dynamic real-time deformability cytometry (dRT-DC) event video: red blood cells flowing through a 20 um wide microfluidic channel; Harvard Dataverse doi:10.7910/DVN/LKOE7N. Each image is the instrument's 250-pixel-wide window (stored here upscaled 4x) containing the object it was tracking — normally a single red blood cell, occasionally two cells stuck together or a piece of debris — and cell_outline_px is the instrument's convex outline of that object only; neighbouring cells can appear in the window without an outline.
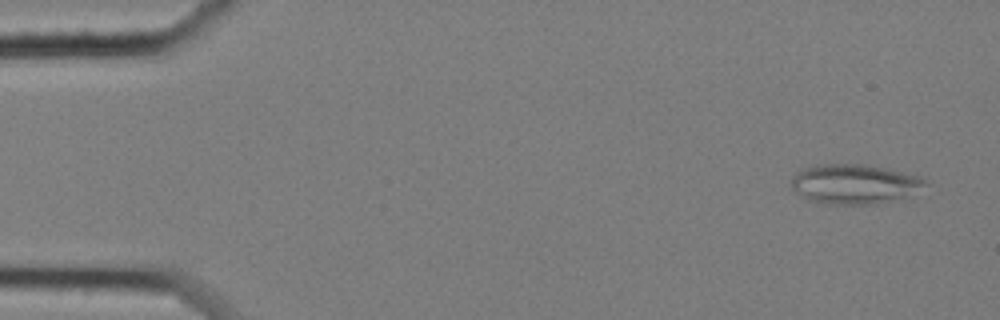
{"species": "common noctule bat (a hibernating species)", "species_latin": "Nyctalus noctula", "temperature_condition": "cold", "stored_images_in_passage": 58, "camera_frame_rate_fps": 3000, "um_per_image_px": 0.085, "animal": {"sex": "female", "body_mass_g": 25.1}, "frame": {"image": 1, "passage_image": 3, "time_ms": 0.667, "image_size_px": [1000, 320], "cell_outline_px": [[928, 184], [908, 196], [876, 204], [828, 204], [808, 200], [800, 196], [792, 188], [792, 176], [800, 168], [816, 164], [864, 164], [884, 168], [920, 176]], "centroid_in_image_um": [72.57, 15.64], "position_along_channel_um": 12.4, "area_um2": 31.04}}
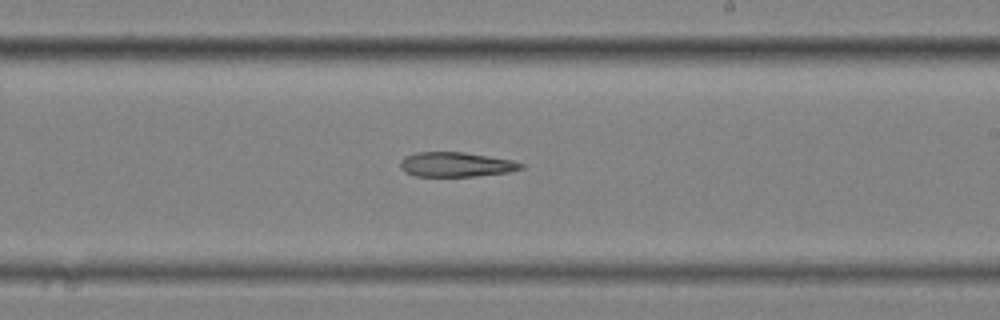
{"frame": {"image": 2, "passage_image": 34, "time_ms": 11.0, "image_size_px": [1000, 320], "cell_outline_px": [[524, 168], [508, 172], [472, 176], [416, 176], [404, 172], [400, 168], [400, 160], [404, 156], [416, 152], [464, 152], [512, 160], [524, 164]], "centroid_in_image_um": [38.72, 13.98], "position_along_channel_um": 250.3, "area_um2": 17.34}}
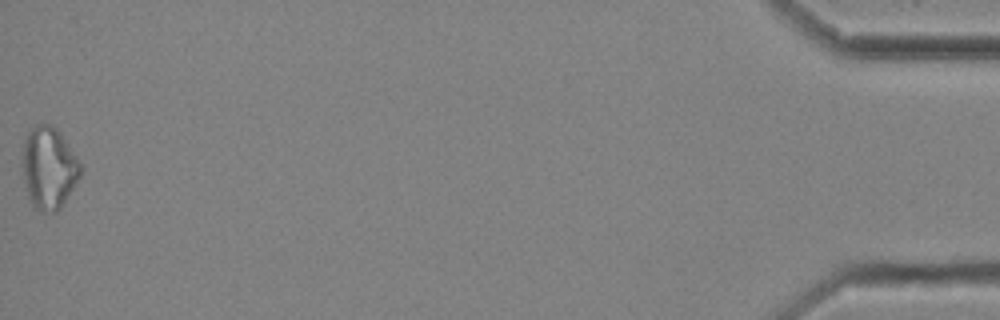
{"frame": {"image": 3, "passage_image": 58, "time_ms": 19.0, "image_size_px": [1000, 320], "cell_outline_px": [[80, 176], [60, 208], [56, 212], [40, 212], [32, 208], [28, 196], [24, 180], [20, 160], [24, 140], [28, 132], [36, 124], [52, 124], [60, 132], [80, 164]], "centroid_in_image_um": [4.09, 14.28], "position_along_channel_um": 431.1, "area_um2": 27.86}}